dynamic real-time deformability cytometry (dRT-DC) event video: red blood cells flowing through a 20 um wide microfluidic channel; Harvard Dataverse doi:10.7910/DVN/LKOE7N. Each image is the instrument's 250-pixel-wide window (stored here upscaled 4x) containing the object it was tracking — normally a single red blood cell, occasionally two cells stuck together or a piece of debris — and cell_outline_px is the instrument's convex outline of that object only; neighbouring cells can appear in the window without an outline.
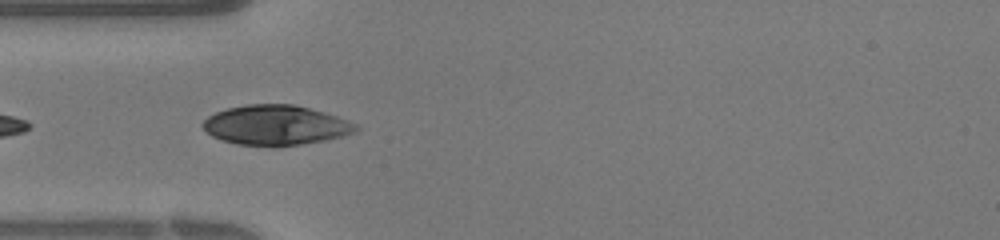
{"species": "human", "species_latin": "Homo sapiens", "temperature_condition": "warm", "stored_images_in_passage": 27, "camera_frame_rate_fps": 3000, "um_per_image_px": 0.085, "donor": {"sex": "female"}, "frame": {"image": 1, "passage_image": 11, "time_ms": 3.333, "image_size_px": [1000, 240], "cell_outline_px": [[360, 128], [356, 132], [344, 136], [324, 140], [300, 144], [236, 144], [212, 136], [200, 124], [208, 116], [216, 112], [228, 108], [248, 104], [292, 104], [324, 112], [360, 124]], "centroid_in_image_um": [23.48, 10.61], "position_along_channel_um": 61.5, "area_um2": 34.97}}